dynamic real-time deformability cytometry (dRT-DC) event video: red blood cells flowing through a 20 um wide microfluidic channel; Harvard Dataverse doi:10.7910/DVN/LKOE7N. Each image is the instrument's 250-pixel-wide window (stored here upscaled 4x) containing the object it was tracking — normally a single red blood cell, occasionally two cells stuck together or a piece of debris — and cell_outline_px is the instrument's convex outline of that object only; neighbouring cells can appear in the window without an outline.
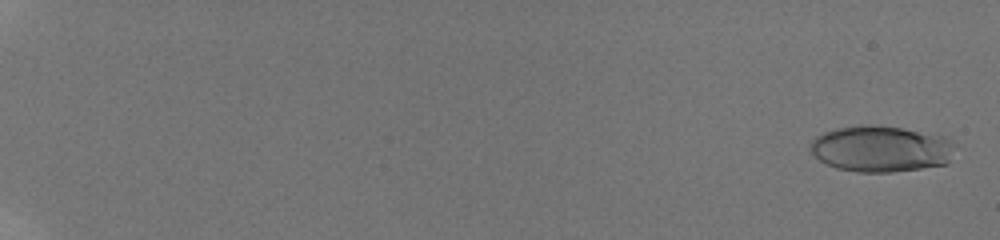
{"species": "human", "species_latin": "Homo sapiens", "temperature_condition": "room temperature", "stored_images_in_passage": 35, "camera_frame_rate_fps": 3000, "um_per_image_px": 0.085, "donor": {"sex": "male"}, "frame": {"image": 1, "passage_image": 1, "time_ms": 0.0, "image_size_px": [1000, 240], "cell_outline_px": [[956, 144], [948, 164], [892, 172], [856, 172], [836, 168], [820, 160], [812, 152], [812, 140], [816, 136], [824, 132], [836, 128], [860, 124], [876, 124], [948, 136]], "centroid_in_image_um": [74.93, 12.63], "position_along_channel_um": 10.1, "area_um2": 39.25}}
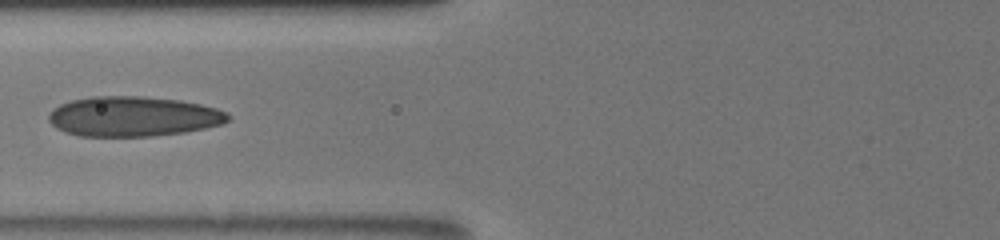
{"frame": {"image": 2, "passage_image": 21, "time_ms": 8.667, "image_size_px": [1000, 240], "cell_outline_px": [[228, 120], [224, 124], [184, 132], [152, 136], [80, 136], [56, 128], [48, 120], [48, 116], [60, 104], [72, 100], [92, 96], [144, 96], [180, 100], [200, 104], [216, 108], [228, 112]], "centroid_in_image_um": [11.35, 9.89], "position_along_channel_um": 114.5, "area_um2": 41.67}}
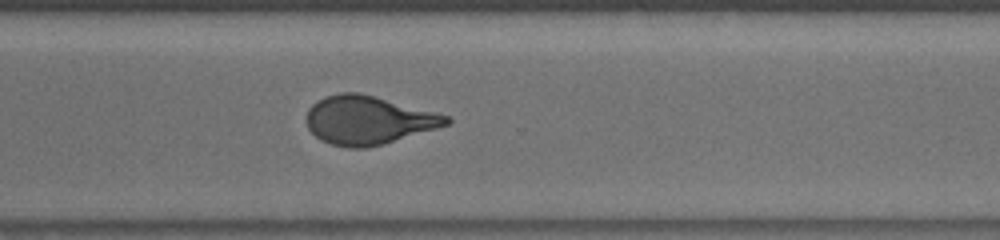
{"frame": {"image": 3, "passage_image": 35, "time_ms": 14.333, "image_size_px": [1000, 240], "cell_outline_px": [[452, 120], [448, 124], [436, 128], [380, 144], [364, 148], [348, 148], [332, 144], [320, 140], [308, 128], [308, 108], [312, 104], [324, 96], [340, 92], [360, 92], [448, 116]], "centroid_in_image_um": [31.25, 10.2], "position_along_channel_um": 339.4, "area_um2": 38.84}}